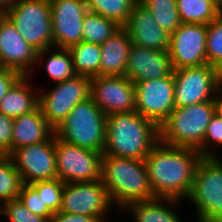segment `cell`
I'll list each match as a JSON object with an SVG mask.
<instances>
[{
  "label": "cell",
  "instance_id": "obj_1",
  "mask_svg": "<svg viewBox=\"0 0 222 222\" xmlns=\"http://www.w3.org/2000/svg\"><path fill=\"white\" fill-rule=\"evenodd\" d=\"M201 158L196 149L159 141L144 159L155 198L186 200Z\"/></svg>",
  "mask_w": 222,
  "mask_h": 222
},
{
  "label": "cell",
  "instance_id": "obj_2",
  "mask_svg": "<svg viewBox=\"0 0 222 222\" xmlns=\"http://www.w3.org/2000/svg\"><path fill=\"white\" fill-rule=\"evenodd\" d=\"M159 142V127L133 111L106 116L103 155L144 160Z\"/></svg>",
  "mask_w": 222,
  "mask_h": 222
},
{
  "label": "cell",
  "instance_id": "obj_3",
  "mask_svg": "<svg viewBox=\"0 0 222 222\" xmlns=\"http://www.w3.org/2000/svg\"><path fill=\"white\" fill-rule=\"evenodd\" d=\"M100 179L117 209L155 198L144 160L102 155Z\"/></svg>",
  "mask_w": 222,
  "mask_h": 222
},
{
  "label": "cell",
  "instance_id": "obj_4",
  "mask_svg": "<svg viewBox=\"0 0 222 222\" xmlns=\"http://www.w3.org/2000/svg\"><path fill=\"white\" fill-rule=\"evenodd\" d=\"M6 17L38 51L35 67L39 66L43 58L55 50L50 0H19L6 12Z\"/></svg>",
  "mask_w": 222,
  "mask_h": 222
},
{
  "label": "cell",
  "instance_id": "obj_5",
  "mask_svg": "<svg viewBox=\"0 0 222 222\" xmlns=\"http://www.w3.org/2000/svg\"><path fill=\"white\" fill-rule=\"evenodd\" d=\"M213 101L179 107L159 127V141L166 145L198 149L214 115Z\"/></svg>",
  "mask_w": 222,
  "mask_h": 222
},
{
  "label": "cell",
  "instance_id": "obj_6",
  "mask_svg": "<svg viewBox=\"0 0 222 222\" xmlns=\"http://www.w3.org/2000/svg\"><path fill=\"white\" fill-rule=\"evenodd\" d=\"M55 136L67 143L103 153L106 143V115L89 97L78 103L55 128Z\"/></svg>",
  "mask_w": 222,
  "mask_h": 222
},
{
  "label": "cell",
  "instance_id": "obj_7",
  "mask_svg": "<svg viewBox=\"0 0 222 222\" xmlns=\"http://www.w3.org/2000/svg\"><path fill=\"white\" fill-rule=\"evenodd\" d=\"M221 157H202L187 200L195 206L196 222H222Z\"/></svg>",
  "mask_w": 222,
  "mask_h": 222
},
{
  "label": "cell",
  "instance_id": "obj_8",
  "mask_svg": "<svg viewBox=\"0 0 222 222\" xmlns=\"http://www.w3.org/2000/svg\"><path fill=\"white\" fill-rule=\"evenodd\" d=\"M90 77L75 75L55 83L53 89L39 90V108L46 121L55 129L75 108L90 97ZM43 91V92H42Z\"/></svg>",
  "mask_w": 222,
  "mask_h": 222
},
{
  "label": "cell",
  "instance_id": "obj_9",
  "mask_svg": "<svg viewBox=\"0 0 222 222\" xmlns=\"http://www.w3.org/2000/svg\"><path fill=\"white\" fill-rule=\"evenodd\" d=\"M55 154L57 176L64 183L101 178L103 153L67 143L55 136Z\"/></svg>",
  "mask_w": 222,
  "mask_h": 222
},
{
  "label": "cell",
  "instance_id": "obj_10",
  "mask_svg": "<svg viewBox=\"0 0 222 222\" xmlns=\"http://www.w3.org/2000/svg\"><path fill=\"white\" fill-rule=\"evenodd\" d=\"M174 107L191 106L213 100L217 90V68L209 64L175 69Z\"/></svg>",
  "mask_w": 222,
  "mask_h": 222
},
{
  "label": "cell",
  "instance_id": "obj_11",
  "mask_svg": "<svg viewBox=\"0 0 222 222\" xmlns=\"http://www.w3.org/2000/svg\"><path fill=\"white\" fill-rule=\"evenodd\" d=\"M107 188L101 179L78 183H65L60 212L96 217L107 221L106 213L112 206ZM105 215V216H104Z\"/></svg>",
  "mask_w": 222,
  "mask_h": 222
},
{
  "label": "cell",
  "instance_id": "obj_12",
  "mask_svg": "<svg viewBox=\"0 0 222 222\" xmlns=\"http://www.w3.org/2000/svg\"><path fill=\"white\" fill-rule=\"evenodd\" d=\"M207 24L182 23L171 35L168 53L173 69L208 64Z\"/></svg>",
  "mask_w": 222,
  "mask_h": 222
},
{
  "label": "cell",
  "instance_id": "obj_13",
  "mask_svg": "<svg viewBox=\"0 0 222 222\" xmlns=\"http://www.w3.org/2000/svg\"><path fill=\"white\" fill-rule=\"evenodd\" d=\"M9 156L19 172L23 184L58 178L55 134L49 140L18 148Z\"/></svg>",
  "mask_w": 222,
  "mask_h": 222
},
{
  "label": "cell",
  "instance_id": "obj_14",
  "mask_svg": "<svg viewBox=\"0 0 222 222\" xmlns=\"http://www.w3.org/2000/svg\"><path fill=\"white\" fill-rule=\"evenodd\" d=\"M90 98L106 116L130 113L136 108L135 84L125 75L91 77Z\"/></svg>",
  "mask_w": 222,
  "mask_h": 222
},
{
  "label": "cell",
  "instance_id": "obj_15",
  "mask_svg": "<svg viewBox=\"0 0 222 222\" xmlns=\"http://www.w3.org/2000/svg\"><path fill=\"white\" fill-rule=\"evenodd\" d=\"M134 84L135 111L160 127L175 109L173 75Z\"/></svg>",
  "mask_w": 222,
  "mask_h": 222
},
{
  "label": "cell",
  "instance_id": "obj_16",
  "mask_svg": "<svg viewBox=\"0 0 222 222\" xmlns=\"http://www.w3.org/2000/svg\"><path fill=\"white\" fill-rule=\"evenodd\" d=\"M54 48L82 41L83 19L89 11L84 0H50Z\"/></svg>",
  "mask_w": 222,
  "mask_h": 222
},
{
  "label": "cell",
  "instance_id": "obj_17",
  "mask_svg": "<svg viewBox=\"0 0 222 222\" xmlns=\"http://www.w3.org/2000/svg\"><path fill=\"white\" fill-rule=\"evenodd\" d=\"M34 49L6 17L0 23V66L29 76L37 61Z\"/></svg>",
  "mask_w": 222,
  "mask_h": 222
},
{
  "label": "cell",
  "instance_id": "obj_18",
  "mask_svg": "<svg viewBox=\"0 0 222 222\" xmlns=\"http://www.w3.org/2000/svg\"><path fill=\"white\" fill-rule=\"evenodd\" d=\"M174 69L168 51H157L131 45L126 73L133 83L173 75Z\"/></svg>",
  "mask_w": 222,
  "mask_h": 222
},
{
  "label": "cell",
  "instance_id": "obj_19",
  "mask_svg": "<svg viewBox=\"0 0 222 222\" xmlns=\"http://www.w3.org/2000/svg\"><path fill=\"white\" fill-rule=\"evenodd\" d=\"M129 34L132 44L157 51H167L170 34L163 30L154 20L152 13L144 4L136 3L122 26Z\"/></svg>",
  "mask_w": 222,
  "mask_h": 222
},
{
  "label": "cell",
  "instance_id": "obj_20",
  "mask_svg": "<svg viewBox=\"0 0 222 222\" xmlns=\"http://www.w3.org/2000/svg\"><path fill=\"white\" fill-rule=\"evenodd\" d=\"M54 134L55 129L46 121L38 106L34 111L14 118L12 152L49 140Z\"/></svg>",
  "mask_w": 222,
  "mask_h": 222
},
{
  "label": "cell",
  "instance_id": "obj_21",
  "mask_svg": "<svg viewBox=\"0 0 222 222\" xmlns=\"http://www.w3.org/2000/svg\"><path fill=\"white\" fill-rule=\"evenodd\" d=\"M131 45V38L123 27L100 45V76H124Z\"/></svg>",
  "mask_w": 222,
  "mask_h": 222
},
{
  "label": "cell",
  "instance_id": "obj_22",
  "mask_svg": "<svg viewBox=\"0 0 222 222\" xmlns=\"http://www.w3.org/2000/svg\"><path fill=\"white\" fill-rule=\"evenodd\" d=\"M38 91L30 85L29 76H21L0 101V112L17 118L34 111L39 105Z\"/></svg>",
  "mask_w": 222,
  "mask_h": 222
},
{
  "label": "cell",
  "instance_id": "obj_23",
  "mask_svg": "<svg viewBox=\"0 0 222 222\" xmlns=\"http://www.w3.org/2000/svg\"><path fill=\"white\" fill-rule=\"evenodd\" d=\"M180 202L181 200L177 199L154 198L130 203L124 210H128L129 214L132 213L134 222H183L170 207L171 205L178 206Z\"/></svg>",
  "mask_w": 222,
  "mask_h": 222
},
{
  "label": "cell",
  "instance_id": "obj_24",
  "mask_svg": "<svg viewBox=\"0 0 222 222\" xmlns=\"http://www.w3.org/2000/svg\"><path fill=\"white\" fill-rule=\"evenodd\" d=\"M76 75L100 76L101 46L81 41L68 48Z\"/></svg>",
  "mask_w": 222,
  "mask_h": 222
},
{
  "label": "cell",
  "instance_id": "obj_25",
  "mask_svg": "<svg viewBox=\"0 0 222 222\" xmlns=\"http://www.w3.org/2000/svg\"><path fill=\"white\" fill-rule=\"evenodd\" d=\"M182 23L209 24L220 15V6L213 0H176Z\"/></svg>",
  "mask_w": 222,
  "mask_h": 222
},
{
  "label": "cell",
  "instance_id": "obj_26",
  "mask_svg": "<svg viewBox=\"0 0 222 222\" xmlns=\"http://www.w3.org/2000/svg\"><path fill=\"white\" fill-rule=\"evenodd\" d=\"M121 27L112 19L88 11L83 19L82 41L102 45Z\"/></svg>",
  "mask_w": 222,
  "mask_h": 222
},
{
  "label": "cell",
  "instance_id": "obj_27",
  "mask_svg": "<svg viewBox=\"0 0 222 222\" xmlns=\"http://www.w3.org/2000/svg\"><path fill=\"white\" fill-rule=\"evenodd\" d=\"M90 12L116 21L123 26L130 16L135 0H84Z\"/></svg>",
  "mask_w": 222,
  "mask_h": 222
},
{
  "label": "cell",
  "instance_id": "obj_28",
  "mask_svg": "<svg viewBox=\"0 0 222 222\" xmlns=\"http://www.w3.org/2000/svg\"><path fill=\"white\" fill-rule=\"evenodd\" d=\"M143 4L168 34L171 35L182 24L176 0H146Z\"/></svg>",
  "mask_w": 222,
  "mask_h": 222
},
{
  "label": "cell",
  "instance_id": "obj_29",
  "mask_svg": "<svg viewBox=\"0 0 222 222\" xmlns=\"http://www.w3.org/2000/svg\"><path fill=\"white\" fill-rule=\"evenodd\" d=\"M23 181L9 155H0V204L18 199Z\"/></svg>",
  "mask_w": 222,
  "mask_h": 222
},
{
  "label": "cell",
  "instance_id": "obj_30",
  "mask_svg": "<svg viewBox=\"0 0 222 222\" xmlns=\"http://www.w3.org/2000/svg\"><path fill=\"white\" fill-rule=\"evenodd\" d=\"M57 51L49 53L45 61V70L48 76L58 83L74 77L76 74L73 69L72 58L68 49L55 48Z\"/></svg>",
  "mask_w": 222,
  "mask_h": 222
},
{
  "label": "cell",
  "instance_id": "obj_31",
  "mask_svg": "<svg viewBox=\"0 0 222 222\" xmlns=\"http://www.w3.org/2000/svg\"><path fill=\"white\" fill-rule=\"evenodd\" d=\"M42 197L43 202L53 212H59L65 183L59 178L36 181L30 184Z\"/></svg>",
  "mask_w": 222,
  "mask_h": 222
},
{
  "label": "cell",
  "instance_id": "obj_32",
  "mask_svg": "<svg viewBox=\"0 0 222 222\" xmlns=\"http://www.w3.org/2000/svg\"><path fill=\"white\" fill-rule=\"evenodd\" d=\"M208 64L218 68L222 65V15L207 25Z\"/></svg>",
  "mask_w": 222,
  "mask_h": 222
},
{
  "label": "cell",
  "instance_id": "obj_33",
  "mask_svg": "<svg viewBox=\"0 0 222 222\" xmlns=\"http://www.w3.org/2000/svg\"><path fill=\"white\" fill-rule=\"evenodd\" d=\"M1 215L6 216L9 222H49L46 218L31 212L19 199L2 203Z\"/></svg>",
  "mask_w": 222,
  "mask_h": 222
},
{
  "label": "cell",
  "instance_id": "obj_34",
  "mask_svg": "<svg viewBox=\"0 0 222 222\" xmlns=\"http://www.w3.org/2000/svg\"><path fill=\"white\" fill-rule=\"evenodd\" d=\"M219 146L222 147V119L214 114L208 124L203 143L197 151L202 157H217L215 155L216 152L214 149L212 151V148L216 147L219 149Z\"/></svg>",
  "mask_w": 222,
  "mask_h": 222
},
{
  "label": "cell",
  "instance_id": "obj_35",
  "mask_svg": "<svg viewBox=\"0 0 222 222\" xmlns=\"http://www.w3.org/2000/svg\"><path fill=\"white\" fill-rule=\"evenodd\" d=\"M18 199L31 212L46 218L50 222L54 213L43 202L40 194L30 184L22 185Z\"/></svg>",
  "mask_w": 222,
  "mask_h": 222
},
{
  "label": "cell",
  "instance_id": "obj_36",
  "mask_svg": "<svg viewBox=\"0 0 222 222\" xmlns=\"http://www.w3.org/2000/svg\"><path fill=\"white\" fill-rule=\"evenodd\" d=\"M14 118L0 112V155L12 153V134Z\"/></svg>",
  "mask_w": 222,
  "mask_h": 222
},
{
  "label": "cell",
  "instance_id": "obj_37",
  "mask_svg": "<svg viewBox=\"0 0 222 222\" xmlns=\"http://www.w3.org/2000/svg\"><path fill=\"white\" fill-rule=\"evenodd\" d=\"M22 75L13 69L0 68V101Z\"/></svg>",
  "mask_w": 222,
  "mask_h": 222
},
{
  "label": "cell",
  "instance_id": "obj_38",
  "mask_svg": "<svg viewBox=\"0 0 222 222\" xmlns=\"http://www.w3.org/2000/svg\"><path fill=\"white\" fill-rule=\"evenodd\" d=\"M50 222H100L96 217H90L82 214H71L65 212H56L51 217Z\"/></svg>",
  "mask_w": 222,
  "mask_h": 222
},
{
  "label": "cell",
  "instance_id": "obj_39",
  "mask_svg": "<svg viewBox=\"0 0 222 222\" xmlns=\"http://www.w3.org/2000/svg\"><path fill=\"white\" fill-rule=\"evenodd\" d=\"M215 95L216 96H214L212 100L214 104V113L222 119V92L217 90Z\"/></svg>",
  "mask_w": 222,
  "mask_h": 222
},
{
  "label": "cell",
  "instance_id": "obj_40",
  "mask_svg": "<svg viewBox=\"0 0 222 222\" xmlns=\"http://www.w3.org/2000/svg\"><path fill=\"white\" fill-rule=\"evenodd\" d=\"M19 0H0V7L6 12Z\"/></svg>",
  "mask_w": 222,
  "mask_h": 222
},
{
  "label": "cell",
  "instance_id": "obj_41",
  "mask_svg": "<svg viewBox=\"0 0 222 222\" xmlns=\"http://www.w3.org/2000/svg\"><path fill=\"white\" fill-rule=\"evenodd\" d=\"M218 91L222 92V65L217 68Z\"/></svg>",
  "mask_w": 222,
  "mask_h": 222
},
{
  "label": "cell",
  "instance_id": "obj_42",
  "mask_svg": "<svg viewBox=\"0 0 222 222\" xmlns=\"http://www.w3.org/2000/svg\"><path fill=\"white\" fill-rule=\"evenodd\" d=\"M6 18V11L0 7V23Z\"/></svg>",
  "mask_w": 222,
  "mask_h": 222
},
{
  "label": "cell",
  "instance_id": "obj_43",
  "mask_svg": "<svg viewBox=\"0 0 222 222\" xmlns=\"http://www.w3.org/2000/svg\"><path fill=\"white\" fill-rule=\"evenodd\" d=\"M213 1H215L219 6L222 5V0H213Z\"/></svg>",
  "mask_w": 222,
  "mask_h": 222
},
{
  "label": "cell",
  "instance_id": "obj_44",
  "mask_svg": "<svg viewBox=\"0 0 222 222\" xmlns=\"http://www.w3.org/2000/svg\"><path fill=\"white\" fill-rule=\"evenodd\" d=\"M146 0H135L136 3H141L143 4Z\"/></svg>",
  "mask_w": 222,
  "mask_h": 222
},
{
  "label": "cell",
  "instance_id": "obj_45",
  "mask_svg": "<svg viewBox=\"0 0 222 222\" xmlns=\"http://www.w3.org/2000/svg\"><path fill=\"white\" fill-rule=\"evenodd\" d=\"M220 15H222V5L220 6Z\"/></svg>",
  "mask_w": 222,
  "mask_h": 222
}]
</instances>
